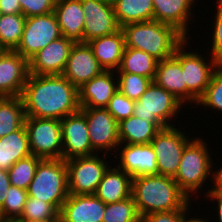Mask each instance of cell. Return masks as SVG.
Segmentation results:
<instances>
[{
  "mask_svg": "<svg viewBox=\"0 0 222 222\" xmlns=\"http://www.w3.org/2000/svg\"><path fill=\"white\" fill-rule=\"evenodd\" d=\"M62 36L55 14L28 17L21 41L15 49L29 61L39 50Z\"/></svg>",
  "mask_w": 222,
  "mask_h": 222,
  "instance_id": "11",
  "label": "cell"
},
{
  "mask_svg": "<svg viewBox=\"0 0 222 222\" xmlns=\"http://www.w3.org/2000/svg\"><path fill=\"white\" fill-rule=\"evenodd\" d=\"M212 187L213 188L209 189L208 192H205V196H207L205 198H210L212 201H217V209H214L215 211L217 210V215L215 216H218V222H222V185L218 183L217 185H213Z\"/></svg>",
  "mask_w": 222,
  "mask_h": 222,
  "instance_id": "42",
  "label": "cell"
},
{
  "mask_svg": "<svg viewBox=\"0 0 222 222\" xmlns=\"http://www.w3.org/2000/svg\"><path fill=\"white\" fill-rule=\"evenodd\" d=\"M104 2L110 3V4H114L117 0H102Z\"/></svg>",
  "mask_w": 222,
  "mask_h": 222,
  "instance_id": "48",
  "label": "cell"
},
{
  "mask_svg": "<svg viewBox=\"0 0 222 222\" xmlns=\"http://www.w3.org/2000/svg\"><path fill=\"white\" fill-rule=\"evenodd\" d=\"M53 219H60V216L59 211L52 204L28 196L23 208V213L17 222H33Z\"/></svg>",
  "mask_w": 222,
  "mask_h": 222,
  "instance_id": "34",
  "label": "cell"
},
{
  "mask_svg": "<svg viewBox=\"0 0 222 222\" xmlns=\"http://www.w3.org/2000/svg\"><path fill=\"white\" fill-rule=\"evenodd\" d=\"M41 158L33 154L18 160L8 170L10 185L28 190Z\"/></svg>",
  "mask_w": 222,
  "mask_h": 222,
  "instance_id": "32",
  "label": "cell"
},
{
  "mask_svg": "<svg viewBox=\"0 0 222 222\" xmlns=\"http://www.w3.org/2000/svg\"><path fill=\"white\" fill-rule=\"evenodd\" d=\"M31 153L41 159H62L63 140L61 120L25 118Z\"/></svg>",
  "mask_w": 222,
  "mask_h": 222,
  "instance_id": "9",
  "label": "cell"
},
{
  "mask_svg": "<svg viewBox=\"0 0 222 222\" xmlns=\"http://www.w3.org/2000/svg\"><path fill=\"white\" fill-rule=\"evenodd\" d=\"M116 71L104 70L78 88L80 108H105L118 90Z\"/></svg>",
  "mask_w": 222,
  "mask_h": 222,
  "instance_id": "20",
  "label": "cell"
},
{
  "mask_svg": "<svg viewBox=\"0 0 222 222\" xmlns=\"http://www.w3.org/2000/svg\"><path fill=\"white\" fill-rule=\"evenodd\" d=\"M134 106V100L129 99L119 90H117L105 108L119 123L123 119L129 118L133 115Z\"/></svg>",
  "mask_w": 222,
  "mask_h": 222,
  "instance_id": "38",
  "label": "cell"
},
{
  "mask_svg": "<svg viewBox=\"0 0 222 222\" xmlns=\"http://www.w3.org/2000/svg\"><path fill=\"white\" fill-rule=\"evenodd\" d=\"M67 166L68 192L72 195L95 194L98 184L112 162L106 154L75 157L65 161Z\"/></svg>",
  "mask_w": 222,
  "mask_h": 222,
  "instance_id": "8",
  "label": "cell"
},
{
  "mask_svg": "<svg viewBox=\"0 0 222 222\" xmlns=\"http://www.w3.org/2000/svg\"><path fill=\"white\" fill-rule=\"evenodd\" d=\"M21 97L26 117L61 120L80 110L78 88L62 74H29Z\"/></svg>",
  "mask_w": 222,
  "mask_h": 222,
  "instance_id": "1",
  "label": "cell"
},
{
  "mask_svg": "<svg viewBox=\"0 0 222 222\" xmlns=\"http://www.w3.org/2000/svg\"><path fill=\"white\" fill-rule=\"evenodd\" d=\"M153 81L172 93L183 104L187 103V85L184 83V73H182L181 63L174 56L158 61Z\"/></svg>",
  "mask_w": 222,
  "mask_h": 222,
  "instance_id": "25",
  "label": "cell"
},
{
  "mask_svg": "<svg viewBox=\"0 0 222 222\" xmlns=\"http://www.w3.org/2000/svg\"><path fill=\"white\" fill-rule=\"evenodd\" d=\"M80 111L85 115L93 150L97 154L104 150L103 154L106 155H109L110 151H117L116 148L120 145L118 122L108 110L106 108H80Z\"/></svg>",
  "mask_w": 222,
  "mask_h": 222,
  "instance_id": "12",
  "label": "cell"
},
{
  "mask_svg": "<svg viewBox=\"0 0 222 222\" xmlns=\"http://www.w3.org/2000/svg\"><path fill=\"white\" fill-rule=\"evenodd\" d=\"M87 43L104 70H118L125 50V38L121 28L113 34L91 39Z\"/></svg>",
  "mask_w": 222,
  "mask_h": 222,
  "instance_id": "23",
  "label": "cell"
},
{
  "mask_svg": "<svg viewBox=\"0 0 222 222\" xmlns=\"http://www.w3.org/2000/svg\"><path fill=\"white\" fill-rule=\"evenodd\" d=\"M114 166L109 167L105 172L95 192V195L105 204L119 202L131 196V176Z\"/></svg>",
  "mask_w": 222,
  "mask_h": 222,
  "instance_id": "24",
  "label": "cell"
},
{
  "mask_svg": "<svg viewBox=\"0 0 222 222\" xmlns=\"http://www.w3.org/2000/svg\"><path fill=\"white\" fill-rule=\"evenodd\" d=\"M102 222H141L132 195L119 202L106 204Z\"/></svg>",
  "mask_w": 222,
  "mask_h": 222,
  "instance_id": "33",
  "label": "cell"
},
{
  "mask_svg": "<svg viewBox=\"0 0 222 222\" xmlns=\"http://www.w3.org/2000/svg\"><path fill=\"white\" fill-rule=\"evenodd\" d=\"M118 90L131 100L137 101L147 90L152 80L137 74L116 72Z\"/></svg>",
  "mask_w": 222,
  "mask_h": 222,
  "instance_id": "36",
  "label": "cell"
},
{
  "mask_svg": "<svg viewBox=\"0 0 222 222\" xmlns=\"http://www.w3.org/2000/svg\"><path fill=\"white\" fill-rule=\"evenodd\" d=\"M197 106L211 108L222 113V66H219L211 76L210 83L204 94L198 99Z\"/></svg>",
  "mask_w": 222,
  "mask_h": 222,
  "instance_id": "37",
  "label": "cell"
},
{
  "mask_svg": "<svg viewBox=\"0 0 222 222\" xmlns=\"http://www.w3.org/2000/svg\"><path fill=\"white\" fill-rule=\"evenodd\" d=\"M189 43L186 39L175 51L173 55L180 63L182 73H184V83L187 85V102L197 104L198 99L204 94L214 71L219 67L211 57L206 62L203 55L185 49ZM185 50V51H184ZM189 51V52H188Z\"/></svg>",
  "mask_w": 222,
  "mask_h": 222,
  "instance_id": "7",
  "label": "cell"
},
{
  "mask_svg": "<svg viewBox=\"0 0 222 222\" xmlns=\"http://www.w3.org/2000/svg\"><path fill=\"white\" fill-rule=\"evenodd\" d=\"M57 0H19L22 14L28 18L52 13Z\"/></svg>",
  "mask_w": 222,
  "mask_h": 222,
  "instance_id": "40",
  "label": "cell"
},
{
  "mask_svg": "<svg viewBox=\"0 0 222 222\" xmlns=\"http://www.w3.org/2000/svg\"><path fill=\"white\" fill-rule=\"evenodd\" d=\"M75 42L64 36L39 50L29 61V74H62Z\"/></svg>",
  "mask_w": 222,
  "mask_h": 222,
  "instance_id": "15",
  "label": "cell"
},
{
  "mask_svg": "<svg viewBox=\"0 0 222 222\" xmlns=\"http://www.w3.org/2000/svg\"><path fill=\"white\" fill-rule=\"evenodd\" d=\"M159 131L154 123L134 115L118 123V137L122 144H148Z\"/></svg>",
  "mask_w": 222,
  "mask_h": 222,
  "instance_id": "27",
  "label": "cell"
},
{
  "mask_svg": "<svg viewBox=\"0 0 222 222\" xmlns=\"http://www.w3.org/2000/svg\"><path fill=\"white\" fill-rule=\"evenodd\" d=\"M102 71H104V69L99 65L88 43H75L71 49L62 75L69 80L71 84L79 88Z\"/></svg>",
  "mask_w": 222,
  "mask_h": 222,
  "instance_id": "18",
  "label": "cell"
},
{
  "mask_svg": "<svg viewBox=\"0 0 222 222\" xmlns=\"http://www.w3.org/2000/svg\"><path fill=\"white\" fill-rule=\"evenodd\" d=\"M184 105L172 93L158 86L154 81L143 95L135 101L133 115L154 123L160 130L175 126L170 121L179 114Z\"/></svg>",
  "mask_w": 222,
  "mask_h": 222,
  "instance_id": "6",
  "label": "cell"
},
{
  "mask_svg": "<svg viewBox=\"0 0 222 222\" xmlns=\"http://www.w3.org/2000/svg\"><path fill=\"white\" fill-rule=\"evenodd\" d=\"M33 222H61V219H53V220H39Z\"/></svg>",
  "mask_w": 222,
  "mask_h": 222,
  "instance_id": "46",
  "label": "cell"
},
{
  "mask_svg": "<svg viewBox=\"0 0 222 222\" xmlns=\"http://www.w3.org/2000/svg\"><path fill=\"white\" fill-rule=\"evenodd\" d=\"M117 149L116 152L120 151L117 154V160L120 159L117 167L129 174L132 179L142 175H158L156 154L151 143H120Z\"/></svg>",
  "mask_w": 222,
  "mask_h": 222,
  "instance_id": "17",
  "label": "cell"
},
{
  "mask_svg": "<svg viewBox=\"0 0 222 222\" xmlns=\"http://www.w3.org/2000/svg\"><path fill=\"white\" fill-rule=\"evenodd\" d=\"M105 205L95 194H69L59 216L61 222H102Z\"/></svg>",
  "mask_w": 222,
  "mask_h": 222,
  "instance_id": "19",
  "label": "cell"
},
{
  "mask_svg": "<svg viewBox=\"0 0 222 222\" xmlns=\"http://www.w3.org/2000/svg\"><path fill=\"white\" fill-rule=\"evenodd\" d=\"M131 195L140 217L154 212L178 210L190 201L174 178L164 175L133 178Z\"/></svg>",
  "mask_w": 222,
  "mask_h": 222,
  "instance_id": "2",
  "label": "cell"
},
{
  "mask_svg": "<svg viewBox=\"0 0 222 222\" xmlns=\"http://www.w3.org/2000/svg\"><path fill=\"white\" fill-rule=\"evenodd\" d=\"M183 129L166 127L161 129L150 142L157 160L158 175L175 177L180 165L182 154L190 138Z\"/></svg>",
  "mask_w": 222,
  "mask_h": 222,
  "instance_id": "10",
  "label": "cell"
},
{
  "mask_svg": "<svg viewBox=\"0 0 222 222\" xmlns=\"http://www.w3.org/2000/svg\"><path fill=\"white\" fill-rule=\"evenodd\" d=\"M158 60L150 54L134 49L125 47L120 67L116 72H126L145 76L152 81L155 78Z\"/></svg>",
  "mask_w": 222,
  "mask_h": 222,
  "instance_id": "30",
  "label": "cell"
},
{
  "mask_svg": "<svg viewBox=\"0 0 222 222\" xmlns=\"http://www.w3.org/2000/svg\"><path fill=\"white\" fill-rule=\"evenodd\" d=\"M29 75L28 61L15 50L0 53V96H21Z\"/></svg>",
  "mask_w": 222,
  "mask_h": 222,
  "instance_id": "16",
  "label": "cell"
},
{
  "mask_svg": "<svg viewBox=\"0 0 222 222\" xmlns=\"http://www.w3.org/2000/svg\"><path fill=\"white\" fill-rule=\"evenodd\" d=\"M219 170H220L219 183L222 185V167L219 168Z\"/></svg>",
  "mask_w": 222,
  "mask_h": 222,
  "instance_id": "47",
  "label": "cell"
},
{
  "mask_svg": "<svg viewBox=\"0 0 222 222\" xmlns=\"http://www.w3.org/2000/svg\"><path fill=\"white\" fill-rule=\"evenodd\" d=\"M152 0H117L113 10L120 27L128 23L145 22L153 20Z\"/></svg>",
  "mask_w": 222,
  "mask_h": 222,
  "instance_id": "28",
  "label": "cell"
},
{
  "mask_svg": "<svg viewBox=\"0 0 222 222\" xmlns=\"http://www.w3.org/2000/svg\"><path fill=\"white\" fill-rule=\"evenodd\" d=\"M153 9V20L158 22L174 26L180 31L187 39L188 32L190 29L187 24L192 19L191 15L194 13L193 5L198 2L197 0H152ZM188 29V30H187Z\"/></svg>",
  "mask_w": 222,
  "mask_h": 222,
  "instance_id": "21",
  "label": "cell"
},
{
  "mask_svg": "<svg viewBox=\"0 0 222 222\" xmlns=\"http://www.w3.org/2000/svg\"><path fill=\"white\" fill-rule=\"evenodd\" d=\"M207 147L203 138L197 136L193 139L192 137L184 148L177 174L174 177L179 188L190 200L192 194L195 192L198 194V189L202 190L201 186L206 183L208 178L210 179V176L214 180V185L219 183L220 170H213V158H211Z\"/></svg>",
  "mask_w": 222,
  "mask_h": 222,
  "instance_id": "4",
  "label": "cell"
},
{
  "mask_svg": "<svg viewBox=\"0 0 222 222\" xmlns=\"http://www.w3.org/2000/svg\"><path fill=\"white\" fill-rule=\"evenodd\" d=\"M188 216H186L185 218H184V220H183V222H208L209 220H206V219H202V218H187Z\"/></svg>",
  "mask_w": 222,
  "mask_h": 222,
  "instance_id": "45",
  "label": "cell"
},
{
  "mask_svg": "<svg viewBox=\"0 0 222 222\" xmlns=\"http://www.w3.org/2000/svg\"><path fill=\"white\" fill-rule=\"evenodd\" d=\"M218 2V3H217ZM215 21L212 23V44L210 48V56L215 60V62L222 66V0L216 1Z\"/></svg>",
  "mask_w": 222,
  "mask_h": 222,
  "instance_id": "39",
  "label": "cell"
},
{
  "mask_svg": "<svg viewBox=\"0 0 222 222\" xmlns=\"http://www.w3.org/2000/svg\"><path fill=\"white\" fill-rule=\"evenodd\" d=\"M191 200L181 209L170 210L163 212H154L141 217V222H183L184 218L188 216Z\"/></svg>",
  "mask_w": 222,
  "mask_h": 222,
  "instance_id": "41",
  "label": "cell"
},
{
  "mask_svg": "<svg viewBox=\"0 0 222 222\" xmlns=\"http://www.w3.org/2000/svg\"><path fill=\"white\" fill-rule=\"evenodd\" d=\"M27 192L29 197L50 203L60 212L69 195L65 160L41 159Z\"/></svg>",
  "mask_w": 222,
  "mask_h": 222,
  "instance_id": "5",
  "label": "cell"
},
{
  "mask_svg": "<svg viewBox=\"0 0 222 222\" xmlns=\"http://www.w3.org/2000/svg\"><path fill=\"white\" fill-rule=\"evenodd\" d=\"M31 154L25 124L0 138V169L8 171L18 160Z\"/></svg>",
  "mask_w": 222,
  "mask_h": 222,
  "instance_id": "26",
  "label": "cell"
},
{
  "mask_svg": "<svg viewBox=\"0 0 222 222\" xmlns=\"http://www.w3.org/2000/svg\"><path fill=\"white\" fill-rule=\"evenodd\" d=\"M26 17L23 14H11L0 17V47L3 50H15L22 38Z\"/></svg>",
  "mask_w": 222,
  "mask_h": 222,
  "instance_id": "31",
  "label": "cell"
},
{
  "mask_svg": "<svg viewBox=\"0 0 222 222\" xmlns=\"http://www.w3.org/2000/svg\"><path fill=\"white\" fill-rule=\"evenodd\" d=\"M53 13L62 36L75 43H83L85 15L81 0H57Z\"/></svg>",
  "mask_w": 222,
  "mask_h": 222,
  "instance_id": "22",
  "label": "cell"
},
{
  "mask_svg": "<svg viewBox=\"0 0 222 222\" xmlns=\"http://www.w3.org/2000/svg\"><path fill=\"white\" fill-rule=\"evenodd\" d=\"M121 29L125 47L142 50L158 61L172 57L187 39L174 26L156 20L128 23Z\"/></svg>",
  "mask_w": 222,
  "mask_h": 222,
  "instance_id": "3",
  "label": "cell"
},
{
  "mask_svg": "<svg viewBox=\"0 0 222 222\" xmlns=\"http://www.w3.org/2000/svg\"><path fill=\"white\" fill-rule=\"evenodd\" d=\"M81 4L85 15L83 43L113 34L121 28L117 23L112 4L102 0H81Z\"/></svg>",
  "mask_w": 222,
  "mask_h": 222,
  "instance_id": "14",
  "label": "cell"
},
{
  "mask_svg": "<svg viewBox=\"0 0 222 222\" xmlns=\"http://www.w3.org/2000/svg\"><path fill=\"white\" fill-rule=\"evenodd\" d=\"M27 198V190L10 185L7 197L0 208V222L17 221L23 213Z\"/></svg>",
  "mask_w": 222,
  "mask_h": 222,
  "instance_id": "35",
  "label": "cell"
},
{
  "mask_svg": "<svg viewBox=\"0 0 222 222\" xmlns=\"http://www.w3.org/2000/svg\"><path fill=\"white\" fill-rule=\"evenodd\" d=\"M25 109L21 96L0 97V138L25 124Z\"/></svg>",
  "mask_w": 222,
  "mask_h": 222,
  "instance_id": "29",
  "label": "cell"
},
{
  "mask_svg": "<svg viewBox=\"0 0 222 222\" xmlns=\"http://www.w3.org/2000/svg\"><path fill=\"white\" fill-rule=\"evenodd\" d=\"M61 131L63 160L97 154L90 144L88 124L80 110L61 119Z\"/></svg>",
  "mask_w": 222,
  "mask_h": 222,
  "instance_id": "13",
  "label": "cell"
},
{
  "mask_svg": "<svg viewBox=\"0 0 222 222\" xmlns=\"http://www.w3.org/2000/svg\"><path fill=\"white\" fill-rule=\"evenodd\" d=\"M10 187L8 171L0 169V208L3 206Z\"/></svg>",
  "mask_w": 222,
  "mask_h": 222,
  "instance_id": "44",
  "label": "cell"
},
{
  "mask_svg": "<svg viewBox=\"0 0 222 222\" xmlns=\"http://www.w3.org/2000/svg\"><path fill=\"white\" fill-rule=\"evenodd\" d=\"M0 10L4 15L22 14L19 0H0Z\"/></svg>",
  "mask_w": 222,
  "mask_h": 222,
  "instance_id": "43",
  "label": "cell"
}]
</instances>
